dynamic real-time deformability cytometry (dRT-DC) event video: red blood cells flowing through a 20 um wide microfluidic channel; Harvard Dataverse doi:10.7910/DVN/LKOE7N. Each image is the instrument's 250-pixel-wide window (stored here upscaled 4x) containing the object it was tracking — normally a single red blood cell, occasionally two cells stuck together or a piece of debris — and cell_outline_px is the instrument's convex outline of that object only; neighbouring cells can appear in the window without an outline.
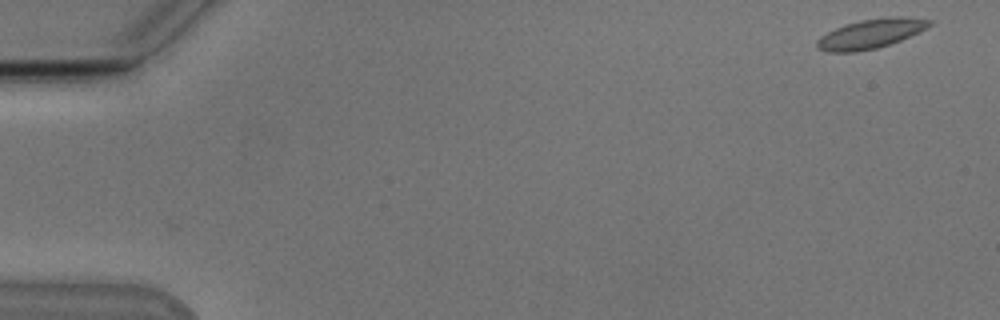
{"species": "Egyptian fruit bat (a non-hibernating species)", "species_latin": "Rousettus aegyptiacus", "temperature_condition": "cold", "stored_images_in_passage": 14, "camera_frame_rate_fps": 3000, "um_per_image_px": 0.085, "animal": {"sex": "male"}, "frame": {"image": 1, "passage_image": 1, "time_ms": 0.0, "image_size_px": [1000, 320], "cell_outline_px": [[932, 24], [900, 40], [876, 48], [852, 52], [828, 52], [816, 48], [816, 40], [820, 36], [844, 24], [860, 20], [888, 16], [900, 16], [932, 20]], "centroid_in_image_um": [73.95, 2.86], "position_along_channel_um": 11.1, "area_um2": 19.02}}